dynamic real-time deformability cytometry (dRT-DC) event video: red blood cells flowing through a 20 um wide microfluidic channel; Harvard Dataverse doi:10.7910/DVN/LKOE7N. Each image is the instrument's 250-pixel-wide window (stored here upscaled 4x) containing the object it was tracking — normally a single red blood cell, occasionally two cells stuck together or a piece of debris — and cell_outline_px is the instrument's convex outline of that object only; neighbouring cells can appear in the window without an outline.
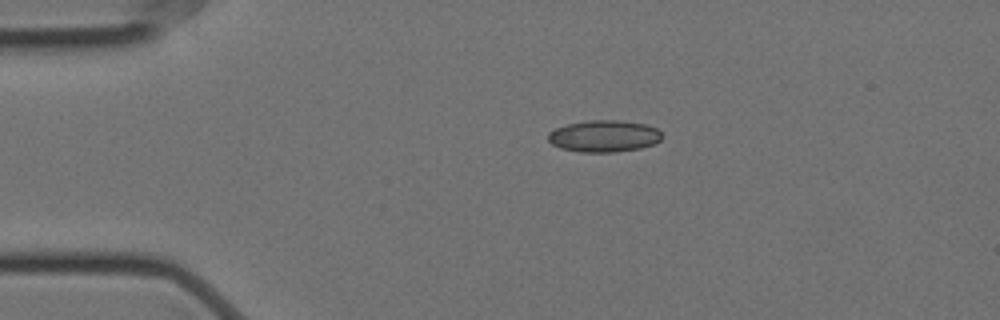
{"species": "Egyptian fruit bat (a non-hibernating species)", "species_latin": "Rousettus aegyptiacus", "temperature_condition": "cold", "stored_images_in_passage": 3, "camera_frame_rate_fps": 3000, "um_per_image_px": 0.085, "animal": {"sex": "female"}, "frame": {"image": 1, "passage_image": 3, "time_ms": 0.667, "image_size_px": [1000, 320], "cell_outline_px": [[660, 140], [656, 144], [640, 148], [616, 152], [580, 152], [560, 148], [552, 144], [548, 140], [548, 132], [556, 128], [568, 124], [588, 120], [616, 120], [648, 124], [656, 128], [660, 132]], "centroid_in_image_um": [51.34, 11.57], "position_along_channel_um": 33.7, "area_um2": 21.15}}